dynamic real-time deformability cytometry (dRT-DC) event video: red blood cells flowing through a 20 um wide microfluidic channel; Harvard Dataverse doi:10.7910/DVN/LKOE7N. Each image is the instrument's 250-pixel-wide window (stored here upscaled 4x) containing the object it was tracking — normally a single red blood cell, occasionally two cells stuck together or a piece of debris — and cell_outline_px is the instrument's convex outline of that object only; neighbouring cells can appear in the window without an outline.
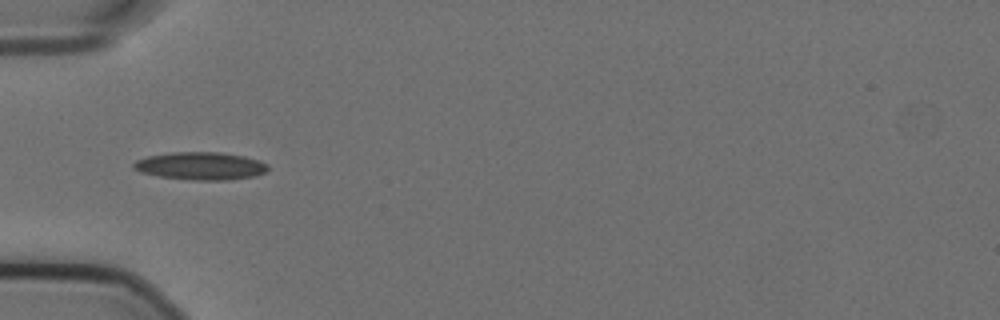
{"species": "Egyptian fruit bat (a non-hibernating species)", "species_latin": "Rousettus aegyptiacus", "temperature_condition": "cold", "stored_images_in_passage": 39, "camera_frame_rate_fps": 3000, "um_per_image_px": 0.085, "animal": {"sex": "female"}, "frame": {"image": 1, "passage_image": 1, "time_ms": 0.0, "image_size_px": [1000, 320], "cell_outline_px": [[268, 172], [256, 176], [228, 180], [192, 180], [160, 176], [140, 172], [132, 168], [132, 164], [136, 160], [148, 156], [172, 152], [220, 152], [244, 156], [268, 164]], "centroid_in_image_um": [17.06, 14.11], "position_along_channel_um": 67.9, "area_um2": 21.79}}
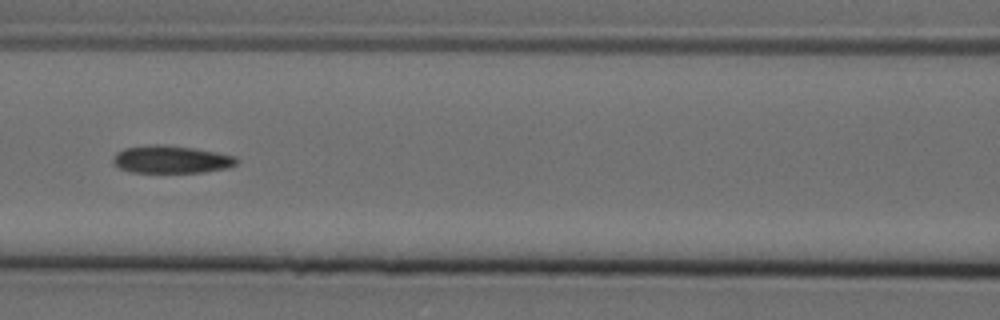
{"frame": {"image": 2, "passage_image": 8, "time_ms": 2.333, "image_size_px": [1000, 320], "cell_outline_px": [[240, 160], [236, 164], [228, 168], [204, 172], [132, 172], [120, 168], [112, 160], [112, 156], [116, 152], [124, 148], [156, 144], [164, 144], [192, 148], [216, 152], [236, 156]], "centroid_in_image_um": [14.57, 13.55], "position_along_channel_um": 152.0, "area_um2": 19.88}}
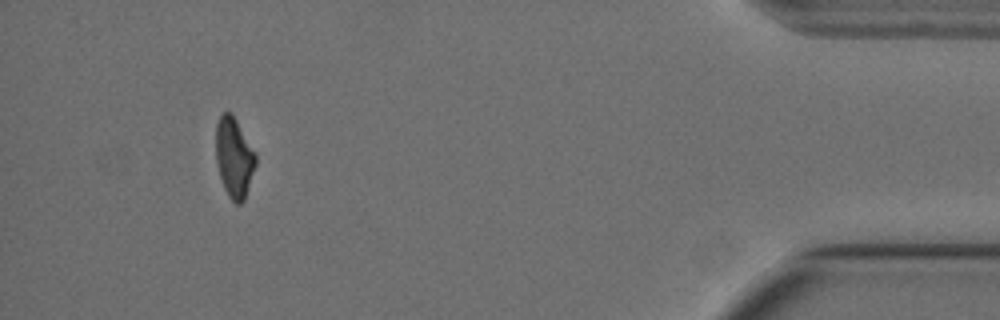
{"frame": {"image": 3, "passage_image": 35, "time_ms": 11.333, "image_size_px": [1000, 320], "cell_outline_px": [[256, 164], [244, 200], [240, 204], [236, 204], [228, 196], [224, 188], [216, 164], [216, 124], [220, 116], [224, 112], [232, 112], [256, 152]], "centroid_in_image_um": [19.9, 13.37], "position_along_channel_um": 415.3, "area_um2": 18.67}, "authors_computed_cell_mechanics": {"area_um2": 19.8254, "velocity_mm_per_s": 3.5965, "shape_relaxation_time_tau1_ms": 9.3248, "shape_relaxation_time_tau2_ms": 7.3873, "deformation_change_tau1": 0.2199, "deformation_change_tau2": 0.1531}}